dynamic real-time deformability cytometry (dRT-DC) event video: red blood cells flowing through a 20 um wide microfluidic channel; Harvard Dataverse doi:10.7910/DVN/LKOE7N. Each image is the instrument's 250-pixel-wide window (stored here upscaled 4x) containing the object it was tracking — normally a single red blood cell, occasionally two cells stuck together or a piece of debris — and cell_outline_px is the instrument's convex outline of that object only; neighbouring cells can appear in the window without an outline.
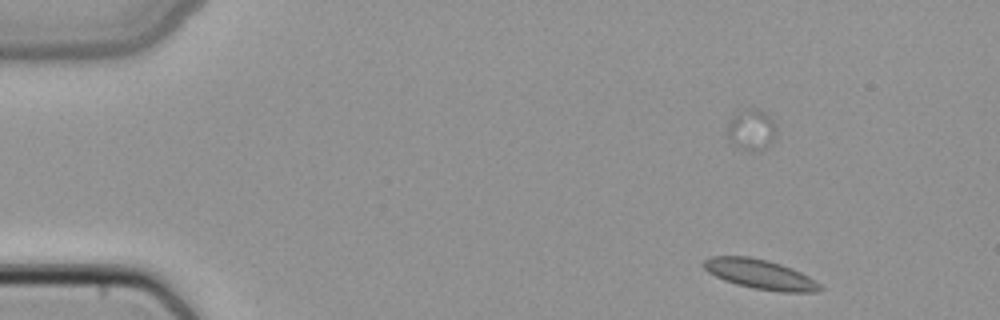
{"species": "common noctule bat (a hibernating species)", "species_latin": "Nyctalus noctula", "temperature_condition": "cold", "stored_images_in_passage": 6, "camera_frame_rate_fps": 3000, "um_per_image_px": 0.085, "animal": {"sex": "female", "body_mass_g": 22.7, "forearm_length_mm": 54.2}, "frame": {"image": 1, "passage_image": 1, "time_ms": 0.0, "image_size_px": [1000, 320], "cell_outline_px": [[824, 288], [816, 292], [780, 292], [752, 288], [736, 284], [724, 280], [708, 272], [700, 264], [704, 260], [712, 256], [748, 256], [768, 260], [792, 268], [808, 276], [820, 284]], "centroid_in_image_um": [64.6, 23.31], "position_along_channel_um": 20.4, "area_um2": 20.17}}
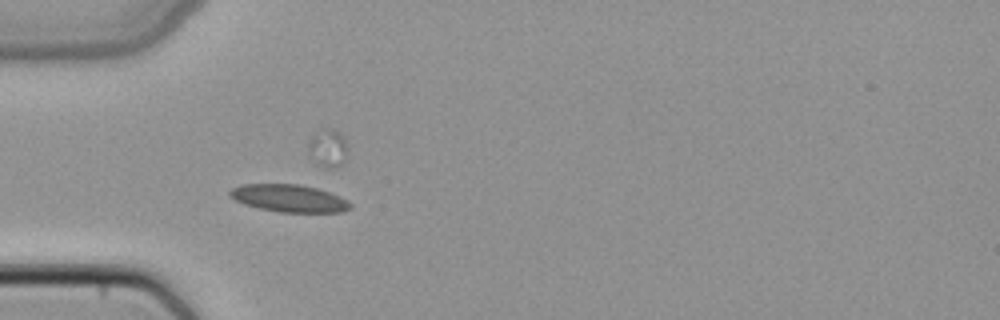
{"frame": {"image": 2, "passage_image": 3, "time_ms": 0.667, "image_size_px": [1000, 320], "cell_outline_px": [[352, 208], [344, 212], [280, 212], [260, 208], [244, 204], [228, 196], [228, 192], [232, 188], [240, 184], [296, 184], [316, 188], [340, 196], [348, 200], [352, 204]], "centroid_in_image_um": [24.58, 16.85], "position_along_channel_um": 60.4, "area_um2": 19.31}}
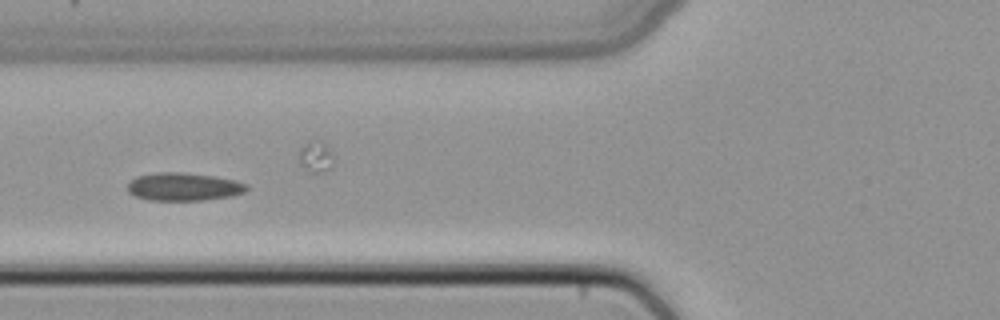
{"frame": {"image": 3, "passage_image": 4, "time_ms": 1.0, "image_size_px": [1000, 320], "cell_outline_px": [[248, 188], [244, 192], [232, 196], [200, 200], [148, 200], [136, 196], [128, 192], [128, 184], [136, 176], [156, 172], [184, 172], [212, 176], [236, 180], [248, 184]], "centroid_in_image_um": [15.62, 15.86], "position_along_channel_um": 110.2, "area_um2": 19.42}}